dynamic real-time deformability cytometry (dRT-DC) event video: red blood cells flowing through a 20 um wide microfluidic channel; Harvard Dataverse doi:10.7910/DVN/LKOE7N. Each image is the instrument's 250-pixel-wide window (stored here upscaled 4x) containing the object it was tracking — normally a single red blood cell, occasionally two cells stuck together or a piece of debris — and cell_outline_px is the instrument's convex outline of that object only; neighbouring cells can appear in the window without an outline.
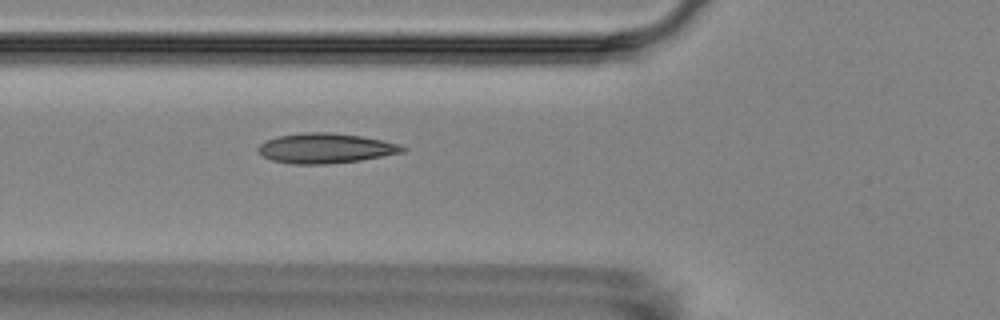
{"species": "Egyptian fruit bat (a non-hibernating species)", "species_latin": "Rousettus aegyptiacus", "temperature_condition": "room temperature", "stored_images_in_passage": 5, "camera_frame_rate_fps": 3000, "um_per_image_px": 0.085, "animal": {"sex": "female"}, "frame": {"image": 1, "passage_image": 5, "time_ms": 5.667, "image_size_px": [1000, 320], "cell_outline_px": [[408, 148], [404, 152], [360, 160], [324, 164], [292, 164], [272, 160], [264, 156], [256, 148], [264, 140], [276, 136], [300, 132], [328, 132], [360, 136], [400, 144]], "centroid_in_image_um": [27.64, 12.59], "position_along_channel_um": 98.2, "area_um2": 25.2}}